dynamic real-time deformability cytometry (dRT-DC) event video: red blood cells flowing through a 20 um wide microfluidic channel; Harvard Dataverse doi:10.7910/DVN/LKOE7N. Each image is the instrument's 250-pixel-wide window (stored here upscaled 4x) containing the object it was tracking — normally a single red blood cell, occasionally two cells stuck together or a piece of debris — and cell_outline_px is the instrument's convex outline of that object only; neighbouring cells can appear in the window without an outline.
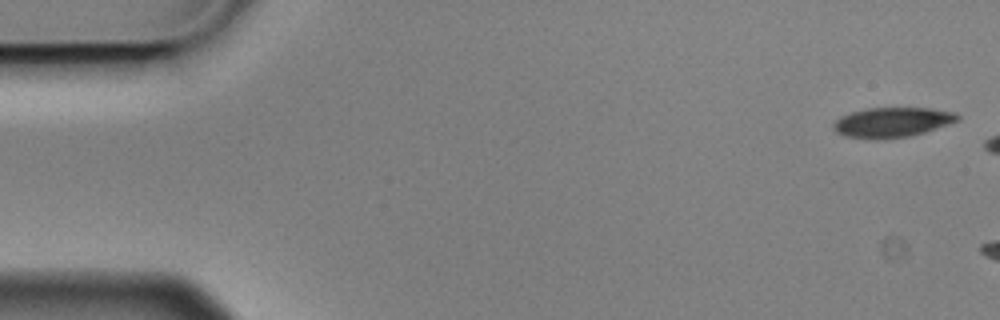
{"species": "Egyptian fruit bat (a non-hibernating species)", "species_latin": "Rousettus aegyptiacus", "temperature_condition": "cold", "stored_images_in_passage": 4, "camera_frame_rate_fps": 3000, "um_per_image_px": 0.085, "animal": {"sex": "male"}, "frame": {"image": 1, "passage_image": 1, "time_ms": 0.0, "image_size_px": [1000, 320], "cell_outline_px": [[960, 120], [924, 132], [908, 136], [876, 140], [872, 140], [844, 136], [836, 132], [832, 128], [832, 124], [840, 116], [852, 112], [868, 108], [932, 108], [956, 112], [960, 116]], "centroid_in_image_um": [75.81, 10.4], "position_along_channel_um": 9.2, "area_um2": 21.79}}